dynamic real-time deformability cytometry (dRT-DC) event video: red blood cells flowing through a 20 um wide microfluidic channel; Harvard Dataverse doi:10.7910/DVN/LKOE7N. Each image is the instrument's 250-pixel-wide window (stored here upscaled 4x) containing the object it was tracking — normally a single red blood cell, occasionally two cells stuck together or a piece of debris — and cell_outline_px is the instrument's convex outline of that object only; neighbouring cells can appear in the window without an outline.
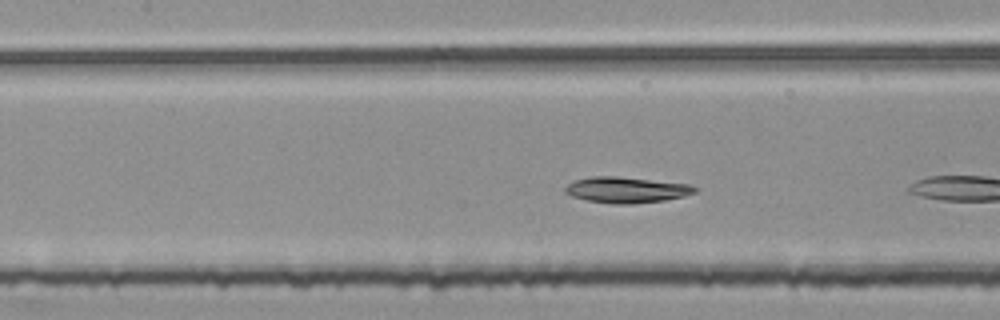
{"species": "common noctule bat (a hibernating species)", "species_latin": "Nyctalus noctula", "temperature_condition": "room temperature", "stored_images_in_passage": 9, "camera_frame_rate_fps": 3000, "um_per_image_px": 0.085, "animal": {"sex": "female", "body_mass_g": 25.1}, "frame": {"image": 1, "passage_image": 7, "time_ms": 2.0, "image_size_px": [1000, 320], "cell_outline_px": [[700, 188], [696, 192], [684, 196], [664, 200], [632, 204], [616, 204], [588, 200], [572, 196], [564, 192], [564, 188], [568, 184], [576, 180], [592, 176], [616, 176], [692, 184]], "centroid_in_image_um": [53.29, 16.13], "position_along_channel_um": 154.1, "area_um2": 19.59}}